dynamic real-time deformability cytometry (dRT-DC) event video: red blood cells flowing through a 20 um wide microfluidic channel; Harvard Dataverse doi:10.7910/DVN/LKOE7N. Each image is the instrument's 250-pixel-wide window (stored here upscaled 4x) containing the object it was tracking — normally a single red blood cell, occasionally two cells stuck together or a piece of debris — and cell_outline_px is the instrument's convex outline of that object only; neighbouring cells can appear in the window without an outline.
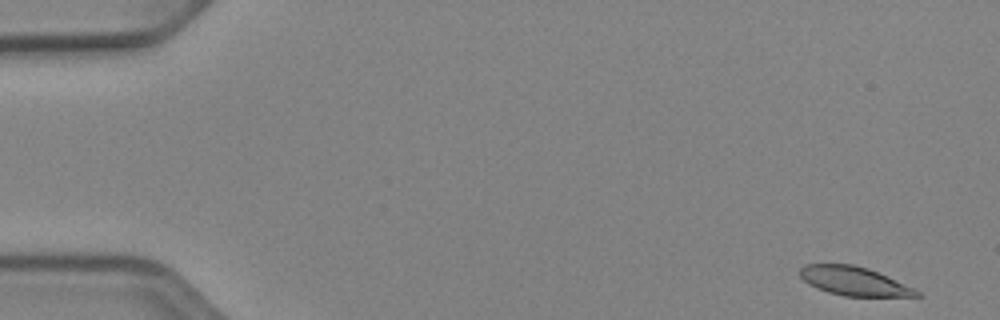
{"species": "Egyptian fruit bat (a non-hibernating species)", "species_latin": "Rousettus aegyptiacus", "temperature_condition": "cold", "stored_images_in_passage": 51, "camera_frame_rate_fps": 3000, "um_per_image_px": 0.085, "animal": {"sex": "female"}, "frame": {"image": 1, "passage_image": 1, "time_ms": 0.0, "image_size_px": [1000, 320], "cell_outline_px": [[920, 296], [844, 296], [828, 292], [816, 288], [808, 284], [800, 276], [800, 268], [804, 264], [852, 264], [868, 268], [912, 288], [920, 292]], "centroid_in_image_um": [72.52, 23.89], "position_along_channel_um": 12.5, "area_um2": 19.25}}
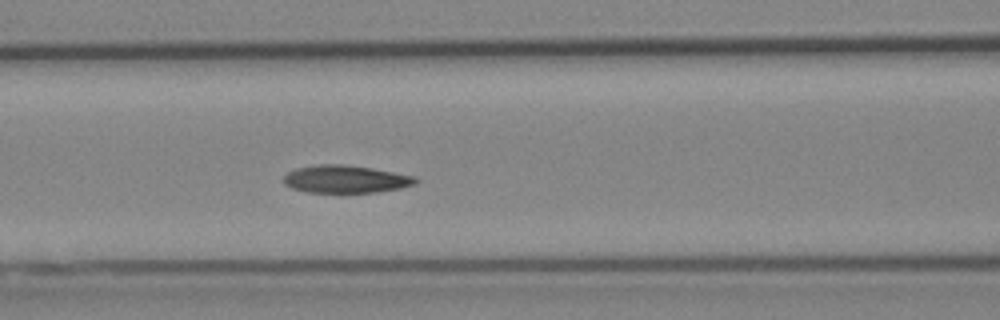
{"frame": {"image": 2, "passage_image": 21, "time_ms": 6.667, "image_size_px": [1000, 320], "cell_outline_px": [[420, 180], [416, 184], [400, 188], [376, 192], [308, 192], [292, 188], [284, 184], [284, 176], [288, 172], [296, 168], [320, 164], [344, 164], [372, 168], [416, 176]], "centroid_in_image_um": [29.41, 15.22], "position_along_channel_um": 137.2, "area_um2": 21.27}}
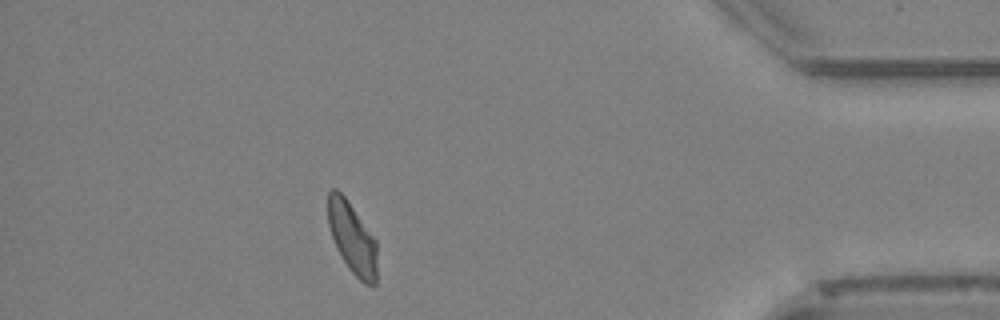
{"frame": {"image": 3, "passage_image": 45, "time_ms": 14.667, "image_size_px": [1000, 320], "cell_outline_px": [[376, 284], [372, 288], [364, 284], [348, 268], [336, 248], [328, 224], [328, 192], [332, 188], [336, 188], [344, 196], [376, 240]], "centroid_in_image_um": [29.94, 20.27], "position_along_channel_um": 405.3, "area_um2": 20.29}, "authors_computed_cell_mechanics": {"area_um2": 21.097, "velocity_mm_per_s": 3.894, "shape_relaxation_time_tau1_ms": 2.9293, "shape_relaxation_time_tau2_ms": 4.3184, "deformation_change_tau1": 0.1194, "deformation_change_tau2": 0.0999}}